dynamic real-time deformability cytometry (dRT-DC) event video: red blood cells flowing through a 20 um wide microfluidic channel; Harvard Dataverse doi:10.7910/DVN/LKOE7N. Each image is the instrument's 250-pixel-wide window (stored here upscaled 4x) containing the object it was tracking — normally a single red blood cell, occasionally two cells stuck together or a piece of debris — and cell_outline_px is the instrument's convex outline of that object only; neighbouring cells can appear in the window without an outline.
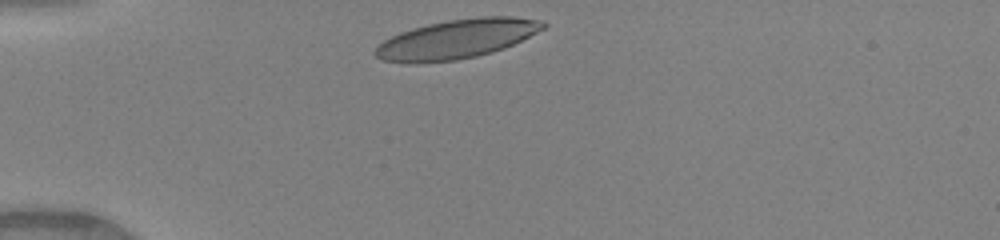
{"species": "human", "species_latin": "Homo sapiens", "temperature_condition": "warm", "stored_images_in_passage": 31, "camera_frame_rate_fps": 3000, "um_per_image_px": 0.085, "donor": {"sex": "female"}, "frame": {"image": 1, "passage_image": 1, "time_ms": 0.0, "image_size_px": [1000, 240], "cell_outline_px": [[548, 24], [544, 28], [504, 48], [492, 52], [476, 56], [456, 60], [416, 64], [408, 64], [380, 60], [372, 52], [384, 40], [400, 32], [412, 28], [428, 24], [448, 20], [484, 16], [512, 16], [540, 20]], "centroid_in_image_um": [38.77, 3.33], "position_along_channel_um": 46.2, "area_um2": 38.32}}
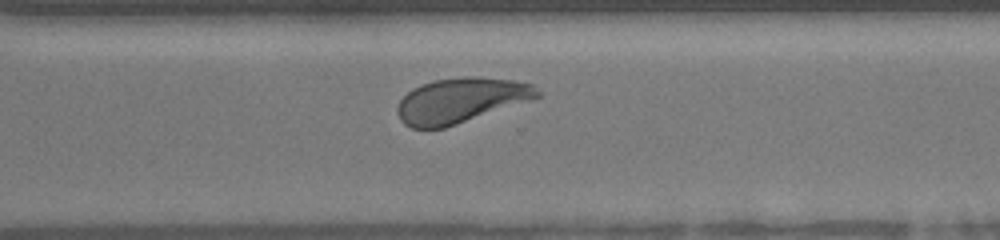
{"frame": {"image": 2, "passage_image": 24, "time_ms": 7.667, "image_size_px": [1000, 240], "cell_outline_px": [[540, 96], [532, 100], [444, 128], [412, 128], [404, 124], [400, 120], [396, 112], [396, 108], [400, 100], [412, 88], [420, 84], [436, 80], [460, 76], [480, 76], [512, 80], [532, 84], [540, 92]], "centroid_in_image_um": [39.15, 8.52], "position_along_channel_um": 331.5, "area_um2": 36.82}}
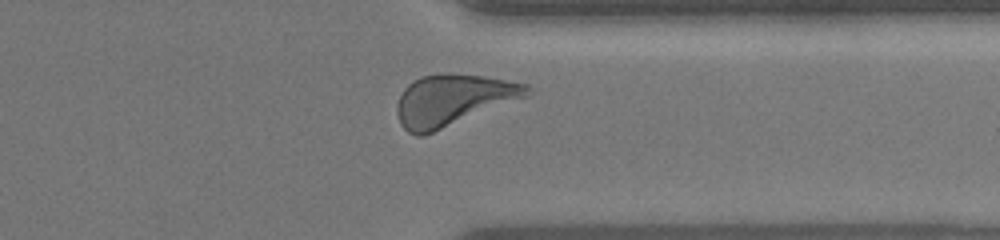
{"frame": {"image": 3, "passage_image": 27, "time_ms": 8.667, "image_size_px": [1000, 240], "cell_outline_px": [[532, 92], [528, 96], [424, 136], [416, 136], [408, 132], [400, 124], [396, 112], [396, 104], [404, 88], [412, 80], [420, 76], [484, 76], [528, 84], [532, 88]], "centroid_in_image_um": [38.49, 8.55], "position_along_channel_um": 372.9, "area_um2": 38.32}, "authors_computed_cell_mechanics": {"area_um2": 37.3388, "velocity_mm_per_s": 4.1028, "shape_relaxation_time_tau1_ms": 2.8288, "shape_relaxation_time_tau2_ms": null, "deformation_change_tau1": 0.148, "deformation_change_tau2": null}}